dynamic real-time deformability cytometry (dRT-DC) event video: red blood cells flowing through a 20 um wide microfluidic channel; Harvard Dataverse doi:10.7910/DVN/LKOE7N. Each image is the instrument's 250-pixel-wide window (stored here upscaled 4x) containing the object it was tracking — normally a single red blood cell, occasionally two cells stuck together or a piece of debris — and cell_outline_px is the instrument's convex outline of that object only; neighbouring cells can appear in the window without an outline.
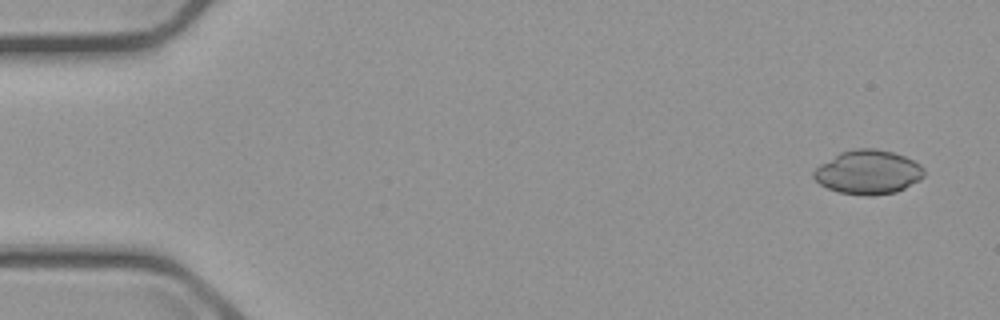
{"species": "common noctule bat (a hibernating species)", "species_latin": "Nyctalus noctula", "temperature_condition": "cold", "stored_images_in_passage": 5, "camera_frame_rate_fps": 3000, "um_per_image_px": 0.085, "animal": {"sex": "male", "body_mass_g": 23.1, "forearm_length_mm": 52.7}, "frame": {"image": 1, "passage_image": 1, "time_ms": 0.0, "image_size_px": [1000, 320], "cell_outline_px": [[924, 176], [920, 180], [896, 192], [872, 196], [864, 196], [840, 192], [828, 188], [820, 184], [812, 176], [812, 172], [820, 164], [840, 152], [856, 148], [872, 148], [892, 152], [904, 156], [920, 164], [924, 168]], "centroid_in_image_um": [73.79, 14.64], "position_along_channel_um": 11.2, "area_um2": 28.32}}